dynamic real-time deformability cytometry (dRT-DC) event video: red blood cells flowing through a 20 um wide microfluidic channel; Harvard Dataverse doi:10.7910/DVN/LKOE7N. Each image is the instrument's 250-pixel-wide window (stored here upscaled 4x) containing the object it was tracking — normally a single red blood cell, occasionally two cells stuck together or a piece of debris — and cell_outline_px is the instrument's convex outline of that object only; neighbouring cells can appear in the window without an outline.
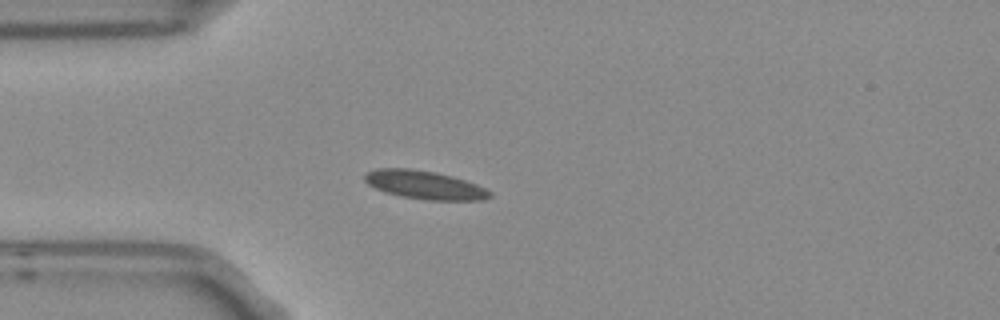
{"species": "Egyptian fruit bat (a non-hibernating species)", "species_latin": "Rousettus aegyptiacus", "temperature_condition": "room temperature", "stored_images_in_passage": 5, "camera_frame_rate_fps": 3000, "um_per_image_px": 0.085, "frame": {"image": 1, "passage_image": 3, "time_ms": 0.667, "image_size_px": [1000, 320], "cell_outline_px": [[492, 196], [484, 200], [424, 200], [400, 196], [384, 192], [368, 184], [364, 180], [364, 172], [376, 168], [408, 168], [432, 172], [452, 176], [476, 184], [492, 192]], "centroid_in_image_um": [36.06, 15.72], "position_along_channel_um": 48.9, "area_um2": 20.75}}
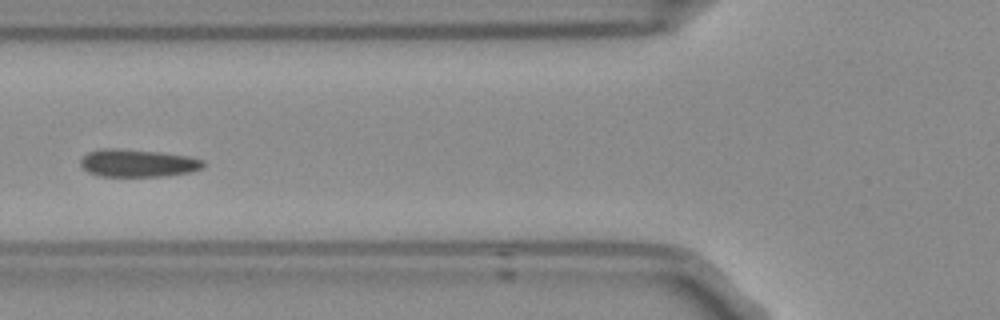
{"frame": {"image": 2, "passage_image": 5, "time_ms": 1.333, "image_size_px": [1000, 320], "cell_outline_px": [[204, 164], [200, 168], [192, 172], [164, 176], [96, 176], [88, 172], [80, 164], [80, 160], [88, 152], [108, 148], [116, 148], [160, 152], [188, 156], [204, 160]], "centroid_in_image_um": [11.7, 13.87], "position_along_channel_um": 114.1, "area_um2": 19.71}}